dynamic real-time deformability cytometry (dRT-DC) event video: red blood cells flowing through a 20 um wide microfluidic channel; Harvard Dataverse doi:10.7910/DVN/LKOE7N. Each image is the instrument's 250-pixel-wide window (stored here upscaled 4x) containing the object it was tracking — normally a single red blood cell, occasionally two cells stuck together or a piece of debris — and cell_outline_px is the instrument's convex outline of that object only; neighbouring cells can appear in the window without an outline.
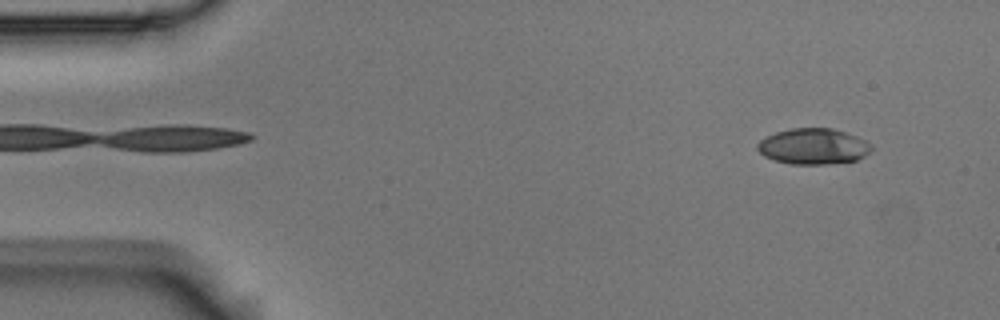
{"species": "Egyptian fruit bat (a non-hibernating species)", "species_latin": "Rousettus aegyptiacus", "temperature_condition": "room temperature", "stored_images_in_passage": 4, "camera_frame_rate_fps": 3000, "um_per_image_px": 0.085, "animal": {"sex": "male"}, "frame": {"image": 1, "passage_image": 1, "time_ms": 0.0, "image_size_px": [1000, 320], "cell_outline_px": [[872, 148], [864, 156], [856, 160], [824, 164], [792, 164], [776, 160], [764, 156], [756, 148], [756, 144], [764, 136], [776, 132], [792, 128], [832, 128], [856, 136], [872, 144]], "centroid_in_image_um": [69.1, 12.43], "position_along_channel_um": 15.9, "area_um2": 23.7}}
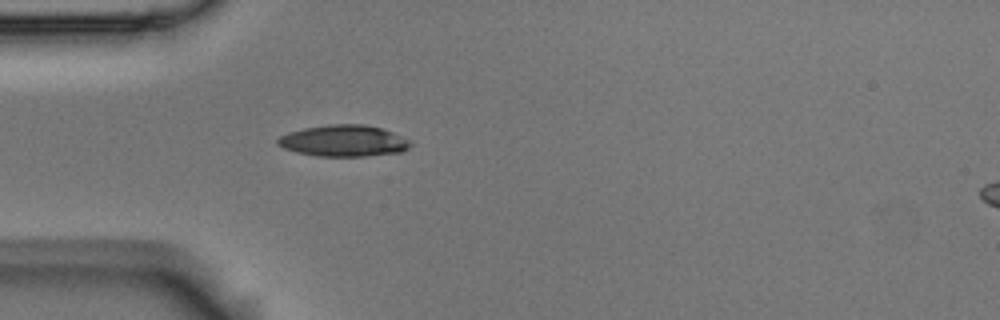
{"frame": {"image": 2, "passage_image": 4, "time_ms": 1.0, "image_size_px": [1000, 320], "cell_outline_px": [[412, 144], [408, 148], [400, 152], [364, 156], [316, 156], [296, 152], [284, 148], [276, 144], [276, 140], [280, 136], [288, 132], [304, 128], [328, 124], [364, 124], [380, 128], [392, 132], [412, 140]], "centroid_in_image_um": [29.2, 11.96], "position_along_channel_um": 55.8, "area_um2": 24.39}}